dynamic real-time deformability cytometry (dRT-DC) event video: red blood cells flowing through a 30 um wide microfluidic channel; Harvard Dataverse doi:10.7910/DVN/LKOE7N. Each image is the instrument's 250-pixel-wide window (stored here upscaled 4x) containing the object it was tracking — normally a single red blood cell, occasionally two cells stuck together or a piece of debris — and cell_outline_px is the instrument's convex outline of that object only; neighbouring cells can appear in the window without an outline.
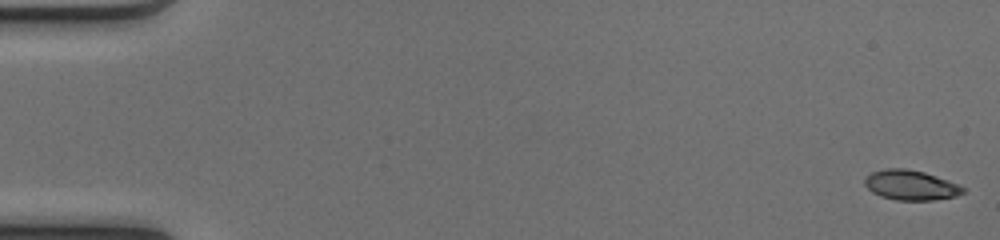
{"species": "common noctule bat (a hibernating species)", "species_latin": "Nyctalus noctula", "temperature_condition": "cold", "stored_images_in_passage": 51, "camera_frame_rate_fps": 3000, "um_per_image_px": 0.085, "animal": {"sex": "female", "body_mass_g": 17.0, "forearm_length_mm": 48.0}, "frame": {"image": 1, "passage_image": 1, "time_ms": 0.0, "image_size_px": [1000, 240], "cell_outline_px": [[964, 192], [956, 196], [932, 200], [896, 200], [880, 196], [872, 192], [864, 184], [864, 180], [872, 172], [884, 168], [904, 168], [924, 172], [948, 180], [964, 188]], "centroid_in_image_um": [77.39, 15.73], "position_along_channel_um": 7.6, "area_um2": 16.99}}
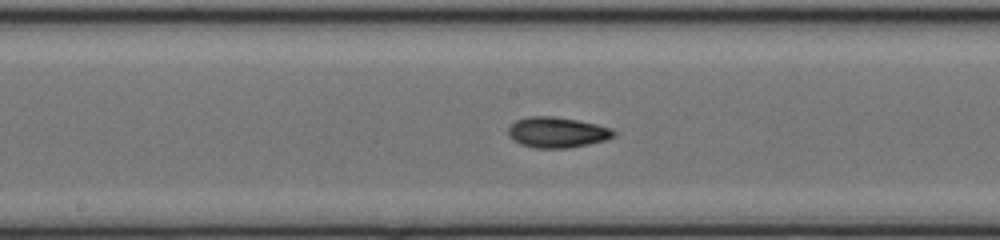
{"frame": {"image": 2, "passage_image": 27, "time_ms": 8.667, "image_size_px": [1000, 240], "cell_outline_px": [[616, 136], [604, 140], [588, 144], [568, 148], [532, 148], [520, 144], [512, 140], [508, 136], [508, 128], [516, 120], [528, 116], [552, 116], [576, 120], [596, 124], [612, 128], [616, 132]], "centroid_in_image_um": [47.33, 11.25], "position_along_channel_um": 200.9, "area_um2": 18.9}}
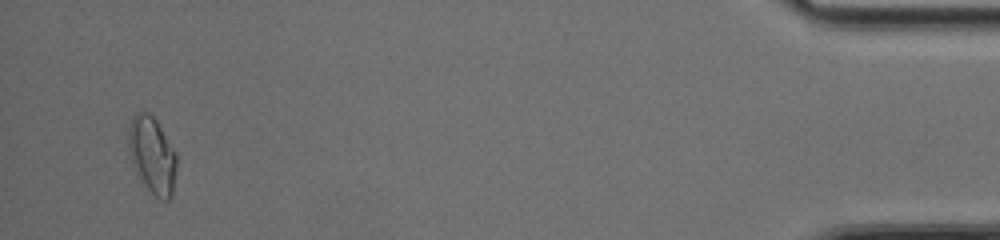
{"frame": {"image": 3, "passage_image": 49, "time_ms": 16.0, "image_size_px": [1000, 240], "cell_outline_px": [[176, 168], [172, 196], [168, 200], [160, 200], [144, 184], [132, 168], [128, 148], [128, 128], [132, 116], [136, 112], [148, 112], [156, 120], [176, 152]], "centroid_in_image_um": [12.91, 13.18], "position_along_channel_um": 422.3, "area_um2": 21.68}, "authors_computed_cell_mechanics": {"area_um2": 17.9758, "velocity_mm_per_s": 4.1206, "shape_relaxation_time_tau1_ms": 4.3069, "shape_relaxation_time_tau2_ms": 2.5398, "deformation_change_tau1": 0.1769, "deformation_change_tau2": 0.0746}}